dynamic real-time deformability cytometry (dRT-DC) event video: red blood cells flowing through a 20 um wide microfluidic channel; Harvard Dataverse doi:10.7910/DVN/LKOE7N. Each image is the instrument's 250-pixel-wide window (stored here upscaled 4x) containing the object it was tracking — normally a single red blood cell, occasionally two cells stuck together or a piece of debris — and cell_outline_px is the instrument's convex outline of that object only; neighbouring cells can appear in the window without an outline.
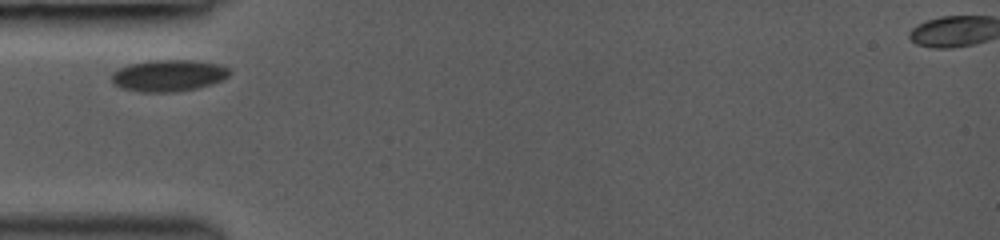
{"species": "common noctule bat (a hibernating species)", "species_latin": "Nyctalus noctula", "temperature_condition": "room temperature", "stored_images_in_passage": 4, "camera_frame_rate_fps": 3000, "um_per_image_px": 0.085, "animal": {"sex": "female", "body_mass_g": 19.0, "forearm_length_mm": 53.3}, "frame": {"image": 1, "passage_image": 1, "time_ms": 0.0, "image_size_px": [1000, 240], "cell_outline_px": [[232, 72], [228, 76], [212, 84], [196, 88], [172, 92], [140, 92], [120, 88], [112, 80], [112, 72], [128, 64], [152, 60], [192, 60], [216, 64], [232, 68]], "centroid_in_image_um": [14.33, 6.42], "position_along_channel_um": 70.7, "area_um2": 21.73}}
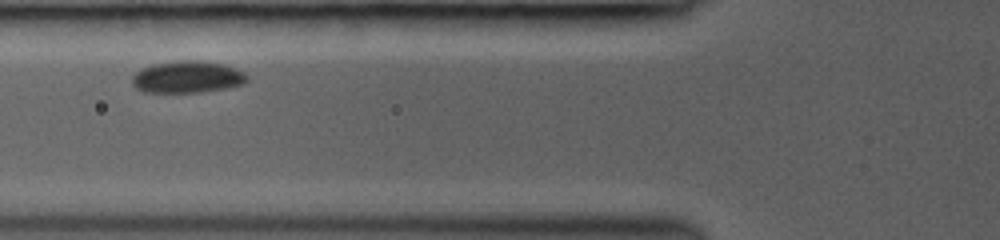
{"frame": {"image": 2, "passage_image": 3, "time_ms": 1.0, "image_size_px": [1000, 240], "cell_outline_px": [[248, 80], [244, 84], [228, 88], [200, 92], [144, 92], [136, 88], [132, 84], [132, 76], [140, 68], [152, 64], [176, 60], [200, 60], [224, 64], [236, 68], [244, 72], [248, 76]], "centroid_in_image_um": [15.93, 6.53], "position_along_channel_um": 109.9, "area_um2": 21.73}}